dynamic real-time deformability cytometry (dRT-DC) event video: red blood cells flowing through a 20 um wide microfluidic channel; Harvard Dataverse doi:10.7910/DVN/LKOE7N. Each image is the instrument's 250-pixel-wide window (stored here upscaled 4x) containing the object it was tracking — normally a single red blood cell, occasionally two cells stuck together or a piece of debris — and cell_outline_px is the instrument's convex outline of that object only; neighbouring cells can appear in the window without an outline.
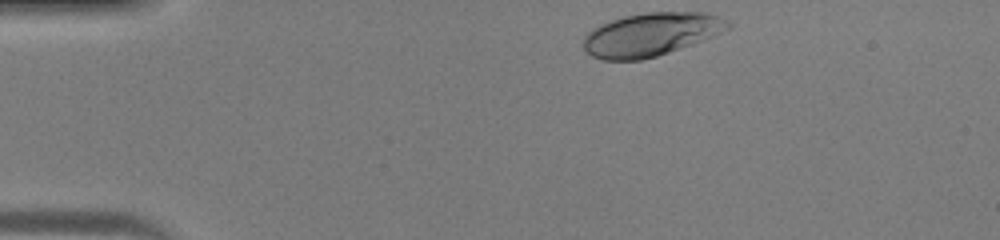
{"species": "human", "species_latin": "Homo sapiens", "temperature_condition": "warm", "stored_images_in_passage": 31, "camera_frame_rate_fps": 3000, "um_per_image_px": 0.085, "donor": {"sex": "male"}, "frame": {"image": 1, "passage_image": 1, "time_ms": 0.0, "image_size_px": [1000, 240], "cell_outline_px": [[732, 28], [712, 36], [680, 48], [656, 56], [640, 60], [604, 60], [592, 56], [584, 48], [584, 36], [592, 28], [600, 24], [624, 16], [644, 12], [708, 12], [728, 20], [732, 24]], "centroid_in_image_um": [55.35, 2.91], "position_along_channel_um": 29.7, "area_um2": 36.36}}
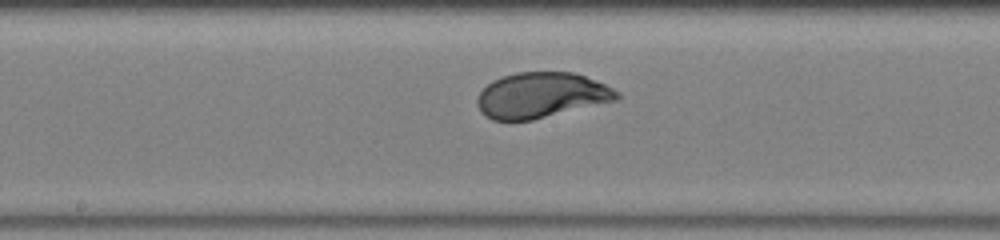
{"frame": {"image": 2, "passage_image": 17, "time_ms": 5.333, "image_size_px": [1000, 240], "cell_outline_px": [[620, 96], [616, 100], [532, 120], [492, 120], [484, 116], [480, 112], [476, 104], [476, 100], [480, 92], [492, 80], [516, 72], [572, 72], [584, 76], [604, 84], [620, 92]], "centroid_in_image_um": [45.96, 8.1], "position_along_channel_um": 202.2, "area_um2": 36.82}}
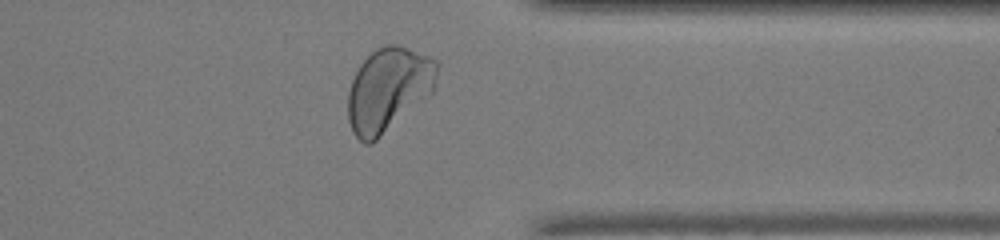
{"frame": {"image": 3, "passage_image": 29, "time_ms": 9.333, "image_size_px": [1000, 240], "cell_outline_px": [[440, 64], [436, 80], [432, 92], [428, 96], [372, 144], [364, 144], [352, 132], [348, 120], [348, 92], [352, 80], [360, 64], [376, 48], [384, 44], [400, 44], [440, 60]], "centroid_in_image_um": [33.03, 7.58], "position_along_channel_um": 378.4, "area_um2": 43.87}}